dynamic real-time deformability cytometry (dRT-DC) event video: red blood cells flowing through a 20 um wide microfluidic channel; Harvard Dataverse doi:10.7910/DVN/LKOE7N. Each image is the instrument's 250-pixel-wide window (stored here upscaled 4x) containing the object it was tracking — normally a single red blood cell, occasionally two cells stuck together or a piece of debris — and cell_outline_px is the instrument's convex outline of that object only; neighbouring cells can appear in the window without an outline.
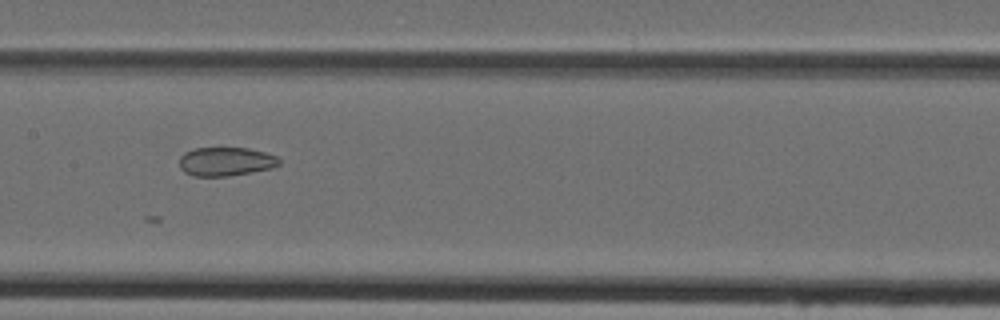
{"species": "Egyptian fruit bat (a non-hibernating species)", "species_latin": "Rousettus aegyptiacus", "temperature_condition": "cold", "stored_images_in_passage": 39, "camera_frame_rate_fps": 3000, "um_per_image_px": 0.085, "animal": {"sex": "female"}, "frame": {"image": 1, "passage_image": 16, "time_ms": 5.0, "image_size_px": [1000, 320], "cell_outline_px": [[280, 164], [272, 168], [228, 176], [192, 176], [184, 172], [180, 168], [180, 156], [184, 152], [192, 148], [248, 148], [264, 152], [276, 156], [280, 160]], "centroid_in_image_um": [19.16, 13.73], "position_along_channel_um": 188.2, "area_um2": 16.76}}
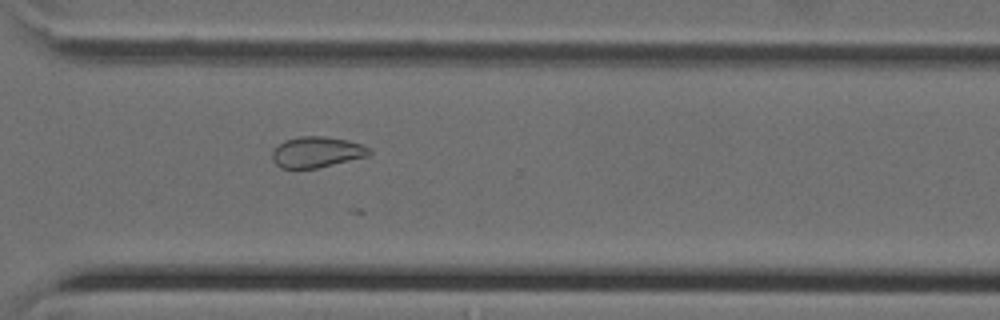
{"frame": {"image": 2, "passage_image": 27, "time_ms": 8.667, "image_size_px": [1000, 320], "cell_outline_px": [[372, 152], [368, 156], [316, 168], [280, 168], [272, 160], [272, 152], [284, 140], [300, 136], [324, 136], [348, 140], [360, 144], [368, 148]], "centroid_in_image_um": [26.91, 12.92], "position_along_channel_um": 343.7, "area_um2": 17.28}}
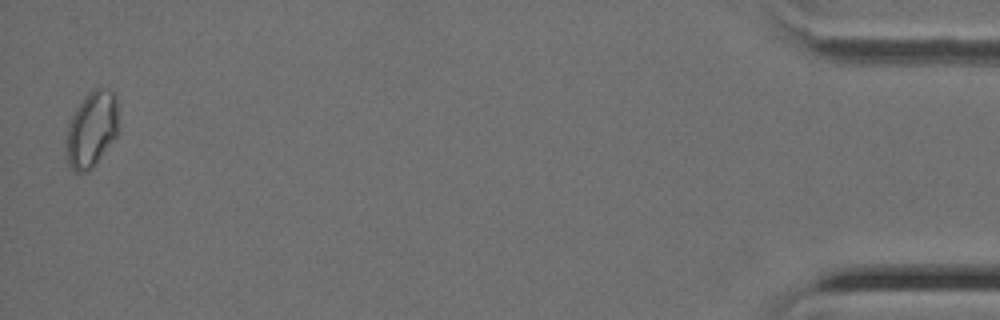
{"frame": {"image": 3, "passage_image": 39, "time_ms": 12.667, "image_size_px": [1000, 320], "cell_outline_px": [[116, 136], [92, 168], [88, 172], [76, 172], [68, 164], [64, 140], [68, 124], [76, 108], [84, 96], [92, 88], [108, 88], [116, 96]], "centroid_in_image_um": [7.74, 10.99], "position_along_channel_um": 427.5, "area_um2": 23.06}}